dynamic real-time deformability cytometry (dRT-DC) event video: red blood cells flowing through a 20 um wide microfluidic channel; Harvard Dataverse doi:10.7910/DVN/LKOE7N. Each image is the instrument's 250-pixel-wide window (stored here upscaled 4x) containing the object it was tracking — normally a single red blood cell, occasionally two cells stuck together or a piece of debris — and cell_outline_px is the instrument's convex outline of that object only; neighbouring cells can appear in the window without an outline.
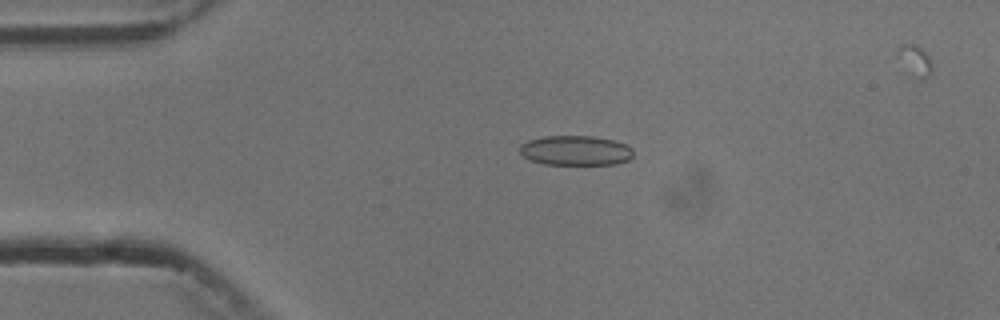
{"species": "common noctule bat (a hibernating species)", "species_latin": "Nyctalus noctula", "temperature_condition": "cold", "stored_images_in_passage": 5, "camera_frame_rate_fps": 3000, "um_per_image_px": 0.085, "animal": {"sex": "male", "body_mass_g": 13.3}, "frame": {"image": 1, "passage_image": 4, "time_ms": 3.667, "image_size_px": [1000, 320], "cell_outline_px": [[632, 156], [628, 160], [616, 164], [544, 164], [532, 160], [524, 156], [520, 152], [520, 144], [528, 140], [544, 136], [592, 136], [616, 140], [628, 144], [632, 148]], "centroid_in_image_um": [48.95, 12.78], "position_along_channel_um": 36.0, "area_um2": 19.77}}